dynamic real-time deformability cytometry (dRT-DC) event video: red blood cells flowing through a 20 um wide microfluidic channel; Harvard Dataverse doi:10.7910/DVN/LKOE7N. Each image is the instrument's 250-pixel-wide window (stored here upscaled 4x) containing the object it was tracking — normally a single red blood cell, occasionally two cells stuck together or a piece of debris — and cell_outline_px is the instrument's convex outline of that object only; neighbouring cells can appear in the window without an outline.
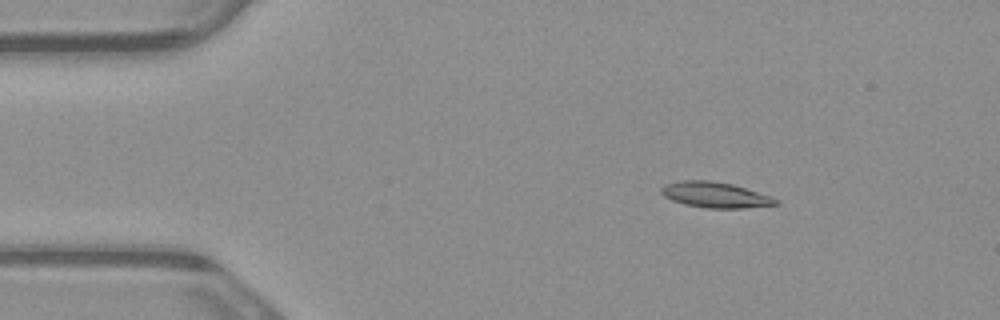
{"species": "common noctule bat (a hibernating species)", "species_latin": "Nyctalus noctula", "temperature_condition": "warm", "stored_images_in_passage": 4, "camera_frame_rate_fps": 3000, "um_per_image_px": 0.085, "animal": {"sex": "male", "body_mass_g": 23.1, "forearm_length_mm": 52.7}, "frame": {"image": 1, "passage_image": 2, "time_ms": 0.333, "image_size_px": [1000, 320], "cell_outline_px": [[780, 204], [744, 208], [708, 208], [684, 204], [672, 200], [664, 196], [660, 192], [660, 188], [664, 184], [680, 180], [712, 180], [732, 184], [772, 196], [780, 200]], "centroid_in_image_um": [60.8, 16.56], "position_along_channel_um": 24.2, "area_um2": 17.28}}
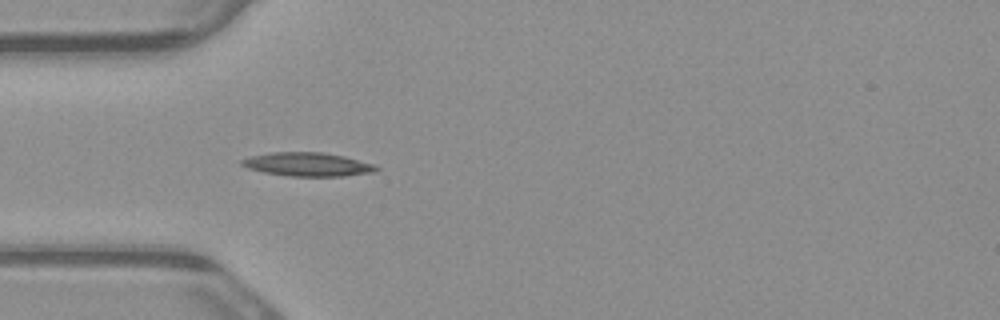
{"frame": {"image": 2, "passage_image": 4, "time_ms": 1.0, "image_size_px": [1000, 320], "cell_outline_px": [[380, 168], [376, 172], [344, 176], [288, 176], [264, 172], [248, 168], [240, 164], [240, 160], [252, 156], [272, 152], [324, 152], [344, 156], [376, 164]], "centroid_in_image_um": [26.2, 13.97], "position_along_channel_um": 58.8, "area_um2": 18.67}}